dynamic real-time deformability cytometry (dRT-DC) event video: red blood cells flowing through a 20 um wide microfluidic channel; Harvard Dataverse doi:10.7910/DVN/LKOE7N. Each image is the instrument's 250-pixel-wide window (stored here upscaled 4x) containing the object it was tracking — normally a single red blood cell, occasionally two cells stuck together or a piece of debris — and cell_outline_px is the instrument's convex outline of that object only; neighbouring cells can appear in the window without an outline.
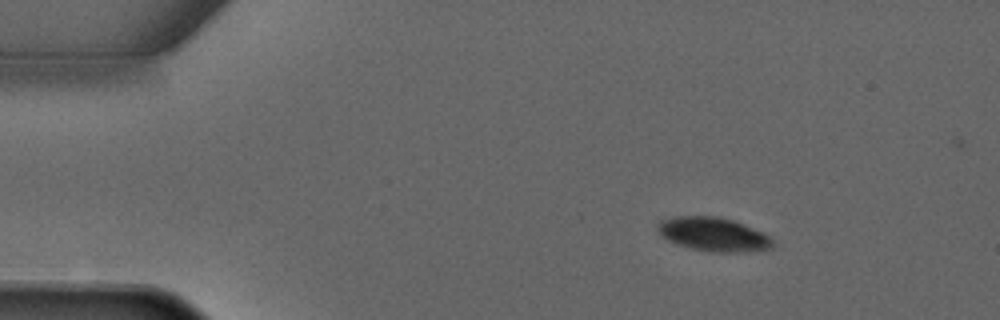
{"species": "common noctule bat (a hibernating species)", "species_latin": "Nyctalus noctula", "temperature_condition": "warm", "stored_images_in_passage": 3, "camera_frame_rate_fps": 3000, "um_per_image_px": 0.085, "animal": {"sex": "male", "forearm_length_mm": 52.5}, "frame": {"image": 1, "passage_image": 2, "time_ms": 1.0, "image_size_px": [1000, 320], "cell_outline_px": [[776, 244], [772, 248], [744, 252], [712, 252], [692, 248], [676, 244], [660, 236], [656, 232], [656, 224], [660, 220], [676, 216], [720, 216], [744, 224], [764, 232], [772, 236]], "centroid_in_image_um": [60.65, 19.91], "position_along_channel_um": 24.4, "area_um2": 23.18}}